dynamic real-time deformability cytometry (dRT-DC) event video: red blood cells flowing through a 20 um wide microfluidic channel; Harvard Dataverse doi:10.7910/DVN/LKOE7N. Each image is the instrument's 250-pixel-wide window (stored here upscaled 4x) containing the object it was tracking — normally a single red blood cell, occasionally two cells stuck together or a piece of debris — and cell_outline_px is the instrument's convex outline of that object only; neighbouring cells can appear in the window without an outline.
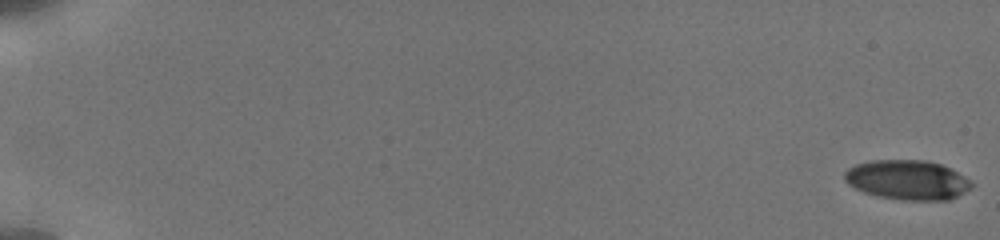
{"species": "human", "species_latin": "Homo sapiens", "temperature_condition": "cold", "stored_images_in_passage": 22, "camera_frame_rate_fps": 3000, "um_per_image_px": 0.085, "donor": {"sex": "male"}, "frame": {"image": 1, "passage_image": 1, "time_ms": 0.0, "image_size_px": [1000, 240], "cell_outline_px": [[972, 188], [948, 200], [900, 200], [876, 196], [864, 192], [848, 184], [844, 180], [844, 172], [848, 168], [856, 164], [872, 160], [928, 160], [952, 168], [964, 176], [972, 184]], "centroid_in_image_um": [77.11, 15.29], "position_along_channel_um": 7.9, "area_um2": 29.42}}
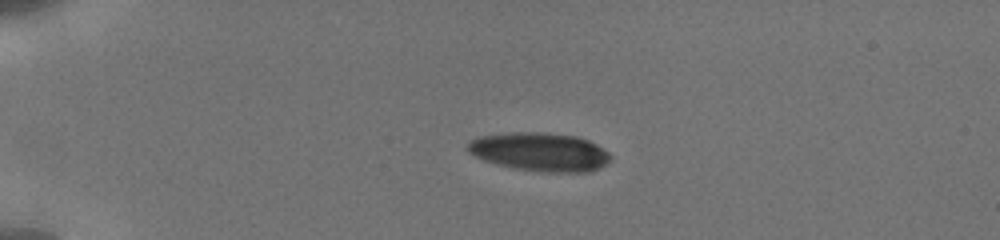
{"frame": {"image": 2, "passage_image": 19, "time_ms": 4.667, "image_size_px": [1000, 240], "cell_outline_px": [[612, 156], [604, 164], [592, 172], [544, 172], [516, 168], [496, 164], [484, 160], [468, 152], [468, 140], [476, 136], [508, 132], [540, 132], [576, 136], [588, 140], [596, 144], [608, 152]], "centroid_in_image_um": [45.86, 12.9], "position_along_channel_um": 39.1, "area_um2": 32.14}}